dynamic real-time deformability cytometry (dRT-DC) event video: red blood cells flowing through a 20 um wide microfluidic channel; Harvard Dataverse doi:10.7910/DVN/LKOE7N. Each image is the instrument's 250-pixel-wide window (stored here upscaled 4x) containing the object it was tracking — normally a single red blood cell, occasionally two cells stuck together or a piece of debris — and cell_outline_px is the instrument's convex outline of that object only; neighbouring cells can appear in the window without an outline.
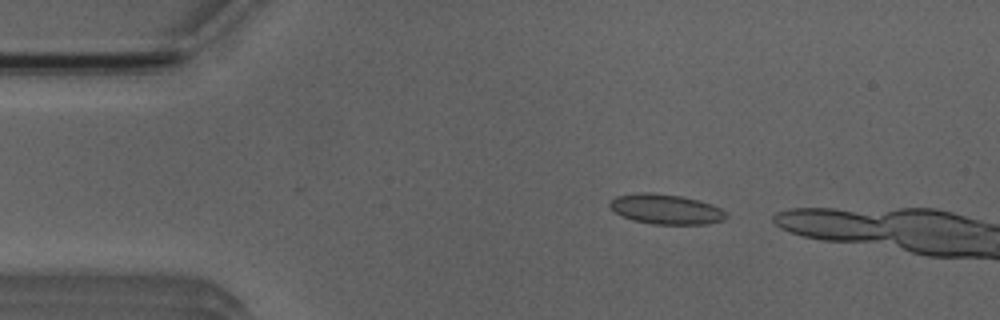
{"species": "Egyptian fruit bat (a non-hibernating species)", "species_latin": "Rousettus aegyptiacus", "temperature_condition": "room temperature", "stored_images_in_passage": 3, "camera_frame_rate_fps": 3000, "um_per_image_px": 0.085, "animal": {"sex": "male"}, "frame": {"image": 1, "passage_image": 2, "time_ms": 1.0, "image_size_px": [1000, 320], "cell_outline_px": [[728, 216], [724, 220], [708, 224], [652, 224], [632, 220], [616, 212], [608, 204], [616, 196], [640, 192], [648, 192], [680, 196], [700, 200], [712, 204], [728, 212]], "centroid_in_image_um": [56.66, 17.78], "position_along_channel_um": 28.3, "area_um2": 20.35}}